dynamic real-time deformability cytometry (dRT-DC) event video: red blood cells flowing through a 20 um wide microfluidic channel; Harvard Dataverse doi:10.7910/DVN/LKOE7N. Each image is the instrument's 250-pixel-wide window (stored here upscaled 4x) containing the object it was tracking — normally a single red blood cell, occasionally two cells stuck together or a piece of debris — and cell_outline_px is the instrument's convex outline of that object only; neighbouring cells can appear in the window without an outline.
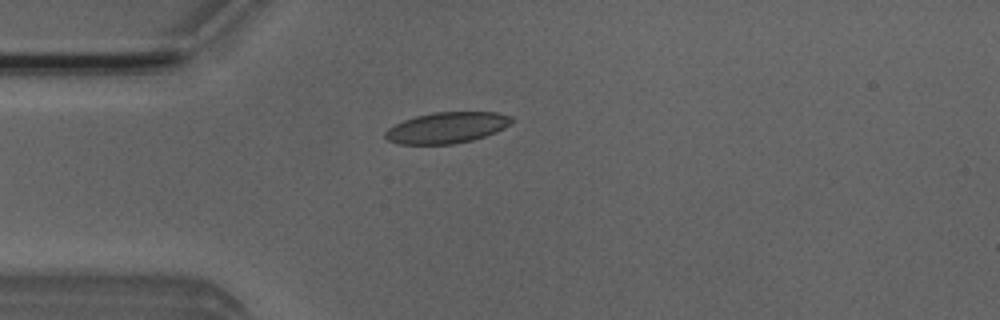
{"species": "Egyptian fruit bat (a non-hibernating species)", "species_latin": "Rousettus aegyptiacus", "temperature_condition": "room temperature", "stored_images_in_passage": 2, "camera_frame_rate_fps": 3000, "um_per_image_px": 0.085, "animal": {"sex": "male"}, "frame": {"image": 1, "passage_image": 2, "time_ms": 1.0, "image_size_px": [1000, 320], "cell_outline_px": [[516, 120], [512, 124], [496, 132], [472, 140], [452, 144], [400, 144], [388, 140], [384, 136], [384, 132], [388, 128], [404, 120], [416, 116], [432, 112], [496, 112], [512, 116]], "centroid_in_image_um": [38.02, 10.84], "position_along_channel_um": 47.0, "area_um2": 22.95}}